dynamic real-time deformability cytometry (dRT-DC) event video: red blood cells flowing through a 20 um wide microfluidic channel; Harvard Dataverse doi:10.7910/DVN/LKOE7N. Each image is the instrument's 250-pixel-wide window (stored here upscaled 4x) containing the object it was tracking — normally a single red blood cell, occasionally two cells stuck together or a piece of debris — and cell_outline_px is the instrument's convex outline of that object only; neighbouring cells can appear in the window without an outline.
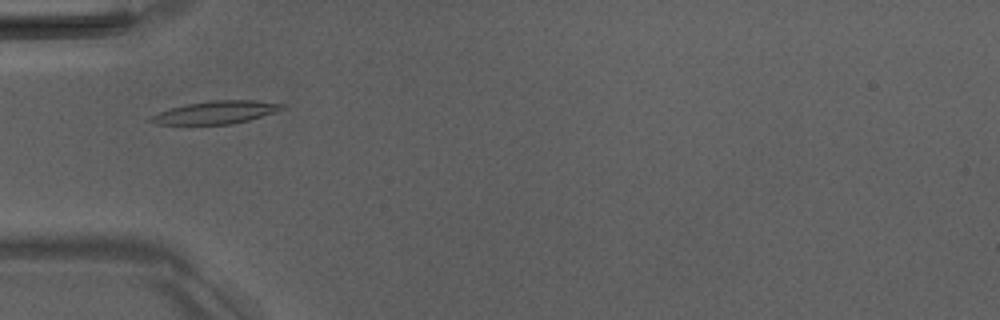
{"species": "Egyptian fruit bat (a non-hibernating species)", "species_latin": "Rousettus aegyptiacus", "temperature_condition": "room temperature", "stored_images_in_passage": 5, "camera_frame_rate_fps": 3000, "um_per_image_px": 0.085, "animal": {"sex": "male"}, "frame": {"image": 1, "passage_image": 1, "time_ms": 0.0, "image_size_px": [1000, 320], "cell_outline_px": [[288, 104], [284, 108], [248, 120], [232, 124], [156, 124], [148, 120], [152, 116], [160, 112], [172, 108], [188, 104], [212, 100], [252, 100]], "centroid_in_image_um": [18.37, 9.55], "position_along_channel_um": 66.6, "area_um2": 17.05}}